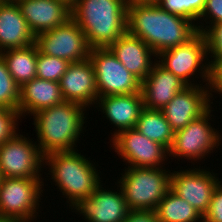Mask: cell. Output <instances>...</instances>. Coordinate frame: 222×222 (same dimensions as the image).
<instances>
[{
    "mask_svg": "<svg viewBox=\"0 0 222 222\" xmlns=\"http://www.w3.org/2000/svg\"><path fill=\"white\" fill-rule=\"evenodd\" d=\"M158 0H127L128 3H150L157 2Z\"/></svg>",
    "mask_w": 222,
    "mask_h": 222,
    "instance_id": "cell-36",
    "label": "cell"
},
{
    "mask_svg": "<svg viewBox=\"0 0 222 222\" xmlns=\"http://www.w3.org/2000/svg\"><path fill=\"white\" fill-rule=\"evenodd\" d=\"M33 139L17 132L0 145L2 178H42L44 155Z\"/></svg>",
    "mask_w": 222,
    "mask_h": 222,
    "instance_id": "cell-9",
    "label": "cell"
},
{
    "mask_svg": "<svg viewBox=\"0 0 222 222\" xmlns=\"http://www.w3.org/2000/svg\"><path fill=\"white\" fill-rule=\"evenodd\" d=\"M98 106V107H97ZM95 107L104 114L110 125L117 127L111 139L121 131L136 127L141 110L144 108L141 91L139 93L98 97Z\"/></svg>",
    "mask_w": 222,
    "mask_h": 222,
    "instance_id": "cell-20",
    "label": "cell"
},
{
    "mask_svg": "<svg viewBox=\"0 0 222 222\" xmlns=\"http://www.w3.org/2000/svg\"><path fill=\"white\" fill-rule=\"evenodd\" d=\"M202 34L205 36L208 64L211 67L216 61L222 60V23L211 24Z\"/></svg>",
    "mask_w": 222,
    "mask_h": 222,
    "instance_id": "cell-29",
    "label": "cell"
},
{
    "mask_svg": "<svg viewBox=\"0 0 222 222\" xmlns=\"http://www.w3.org/2000/svg\"><path fill=\"white\" fill-rule=\"evenodd\" d=\"M107 48L140 82L149 75L152 66L157 61V55L153 50L140 38L128 32Z\"/></svg>",
    "mask_w": 222,
    "mask_h": 222,
    "instance_id": "cell-19",
    "label": "cell"
},
{
    "mask_svg": "<svg viewBox=\"0 0 222 222\" xmlns=\"http://www.w3.org/2000/svg\"><path fill=\"white\" fill-rule=\"evenodd\" d=\"M21 117L18 111L3 108L0 111V145L10 140L18 131L19 120Z\"/></svg>",
    "mask_w": 222,
    "mask_h": 222,
    "instance_id": "cell-31",
    "label": "cell"
},
{
    "mask_svg": "<svg viewBox=\"0 0 222 222\" xmlns=\"http://www.w3.org/2000/svg\"><path fill=\"white\" fill-rule=\"evenodd\" d=\"M43 178H1L0 215L32 222L40 210ZM43 189V190H42ZM41 196V197H40Z\"/></svg>",
    "mask_w": 222,
    "mask_h": 222,
    "instance_id": "cell-8",
    "label": "cell"
},
{
    "mask_svg": "<svg viewBox=\"0 0 222 222\" xmlns=\"http://www.w3.org/2000/svg\"><path fill=\"white\" fill-rule=\"evenodd\" d=\"M110 142L111 149L128 167H165V161L169 159L168 150L163 145L142 135L136 128L119 132Z\"/></svg>",
    "mask_w": 222,
    "mask_h": 222,
    "instance_id": "cell-11",
    "label": "cell"
},
{
    "mask_svg": "<svg viewBox=\"0 0 222 222\" xmlns=\"http://www.w3.org/2000/svg\"><path fill=\"white\" fill-rule=\"evenodd\" d=\"M17 1H19V0H0V2H5V3L6 2H15L16 3Z\"/></svg>",
    "mask_w": 222,
    "mask_h": 222,
    "instance_id": "cell-38",
    "label": "cell"
},
{
    "mask_svg": "<svg viewBox=\"0 0 222 222\" xmlns=\"http://www.w3.org/2000/svg\"><path fill=\"white\" fill-rule=\"evenodd\" d=\"M88 58L94 68L98 97L140 92L141 82L108 48H91Z\"/></svg>",
    "mask_w": 222,
    "mask_h": 222,
    "instance_id": "cell-10",
    "label": "cell"
},
{
    "mask_svg": "<svg viewBox=\"0 0 222 222\" xmlns=\"http://www.w3.org/2000/svg\"><path fill=\"white\" fill-rule=\"evenodd\" d=\"M96 165L90 157L81 155L78 149L44 155V167L49 171L46 175L51 176L49 179L67 199L68 208L79 200L89 197L102 184L99 176L101 171L96 169Z\"/></svg>",
    "mask_w": 222,
    "mask_h": 222,
    "instance_id": "cell-4",
    "label": "cell"
},
{
    "mask_svg": "<svg viewBox=\"0 0 222 222\" xmlns=\"http://www.w3.org/2000/svg\"><path fill=\"white\" fill-rule=\"evenodd\" d=\"M216 23H222V0H205L202 13L196 22L197 31L203 33L211 24Z\"/></svg>",
    "mask_w": 222,
    "mask_h": 222,
    "instance_id": "cell-30",
    "label": "cell"
},
{
    "mask_svg": "<svg viewBox=\"0 0 222 222\" xmlns=\"http://www.w3.org/2000/svg\"><path fill=\"white\" fill-rule=\"evenodd\" d=\"M20 87L9 73L0 55V105L19 112Z\"/></svg>",
    "mask_w": 222,
    "mask_h": 222,
    "instance_id": "cell-26",
    "label": "cell"
},
{
    "mask_svg": "<svg viewBox=\"0 0 222 222\" xmlns=\"http://www.w3.org/2000/svg\"><path fill=\"white\" fill-rule=\"evenodd\" d=\"M127 0H76L72 19L91 48H107L127 32Z\"/></svg>",
    "mask_w": 222,
    "mask_h": 222,
    "instance_id": "cell-3",
    "label": "cell"
},
{
    "mask_svg": "<svg viewBox=\"0 0 222 222\" xmlns=\"http://www.w3.org/2000/svg\"><path fill=\"white\" fill-rule=\"evenodd\" d=\"M159 222H203V216L171 189L155 209Z\"/></svg>",
    "mask_w": 222,
    "mask_h": 222,
    "instance_id": "cell-25",
    "label": "cell"
},
{
    "mask_svg": "<svg viewBox=\"0 0 222 222\" xmlns=\"http://www.w3.org/2000/svg\"><path fill=\"white\" fill-rule=\"evenodd\" d=\"M203 222H222V183L215 188L207 213Z\"/></svg>",
    "mask_w": 222,
    "mask_h": 222,
    "instance_id": "cell-32",
    "label": "cell"
},
{
    "mask_svg": "<svg viewBox=\"0 0 222 222\" xmlns=\"http://www.w3.org/2000/svg\"><path fill=\"white\" fill-rule=\"evenodd\" d=\"M187 86L184 81L156 61L149 75L141 82L143 105L147 109L163 110L174 96Z\"/></svg>",
    "mask_w": 222,
    "mask_h": 222,
    "instance_id": "cell-18",
    "label": "cell"
},
{
    "mask_svg": "<svg viewBox=\"0 0 222 222\" xmlns=\"http://www.w3.org/2000/svg\"><path fill=\"white\" fill-rule=\"evenodd\" d=\"M64 2H67L70 6H72L76 0H62Z\"/></svg>",
    "mask_w": 222,
    "mask_h": 222,
    "instance_id": "cell-37",
    "label": "cell"
},
{
    "mask_svg": "<svg viewBox=\"0 0 222 222\" xmlns=\"http://www.w3.org/2000/svg\"><path fill=\"white\" fill-rule=\"evenodd\" d=\"M0 55L19 87L36 78L38 49L35 43L24 48L5 50Z\"/></svg>",
    "mask_w": 222,
    "mask_h": 222,
    "instance_id": "cell-23",
    "label": "cell"
},
{
    "mask_svg": "<svg viewBox=\"0 0 222 222\" xmlns=\"http://www.w3.org/2000/svg\"><path fill=\"white\" fill-rule=\"evenodd\" d=\"M117 183L124 194L129 210L155 211L171 188L170 170L165 167H124Z\"/></svg>",
    "mask_w": 222,
    "mask_h": 222,
    "instance_id": "cell-5",
    "label": "cell"
},
{
    "mask_svg": "<svg viewBox=\"0 0 222 222\" xmlns=\"http://www.w3.org/2000/svg\"><path fill=\"white\" fill-rule=\"evenodd\" d=\"M35 43V36L15 2H0V53Z\"/></svg>",
    "mask_w": 222,
    "mask_h": 222,
    "instance_id": "cell-21",
    "label": "cell"
},
{
    "mask_svg": "<svg viewBox=\"0 0 222 222\" xmlns=\"http://www.w3.org/2000/svg\"><path fill=\"white\" fill-rule=\"evenodd\" d=\"M211 106L203 115L199 118L191 121L185 128L174 132V138L170 149L168 150V156L177 158L180 162V158L191 160L194 165L196 161H203V158L209 157L210 153L218 149L222 142V134L217 129L212 127L210 122L212 120L211 112L215 111ZM210 121V122H209ZM219 131V132H218ZM209 154V155H208ZM173 157V158H172ZM194 161V162H193Z\"/></svg>",
    "mask_w": 222,
    "mask_h": 222,
    "instance_id": "cell-7",
    "label": "cell"
},
{
    "mask_svg": "<svg viewBox=\"0 0 222 222\" xmlns=\"http://www.w3.org/2000/svg\"><path fill=\"white\" fill-rule=\"evenodd\" d=\"M135 128L150 140L160 143L167 150L170 149L174 131L162 110H151L144 107L140 112Z\"/></svg>",
    "mask_w": 222,
    "mask_h": 222,
    "instance_id": "cell-24",
    "label": "cell"
},
{
    "mask_svg": "<svg viewBox=\"0 0 222 222\" xmlns=\"http://www.w3.org/2000/svg\"><path fill=\"white\" fill-rule=\"evenodd\" d=\"M59 84L64 101L79 103L87 109L95 107L98 90L94 68L89 58L71 63Z\"/></svg>",
    "mask_w": 222,
    "mask_h": 222,
    "instance_id": "cell-16",
    "label": "cell"
},
{
    "mask_svg": "<svg viewBox=\"0 0 222 222\" xmlns=\"http://www.w3.org/2000/svg\"><path fill=\"white\" fill-rule=\"evenodd\" d=\"M213 104L209 86H187L163 108L171 129L175 132L185 128L191 121L203 115Z\"/></svg>",
    "mask_w": 222,
    "mask_h": 222,
    "instance_id": "cell-15",
    "label": "cell"
},
{
    "mask_svg": "<svg viewBox=\"0 0 222 222\" xmlns=\"http://www.w3.org/2000/svg\"><path fill=\"white\" fill-rule=\"evenodd\" d=\"M71 63L38 51L36 77L59 82Z\"/></svg>",
    "mask_w": 222,
    "mask_h": 222,
    "instance_id": "cell-27",
    "label": "cell"
},
{
    "mask_svg": "<svg viewBox=\"0 0 222 222\" xmlns=\"http://www.w3.org/2000/svg\"><path fill=\"white\" fill-rule=\"evenodd\" d=\"M156 58L163 68L179 77L188 86H202L203 83L209 85L210 66L205 36L202 32H197L184 44L160 52ZM194 78H198L199 81L202 79L203 83L201 81L198 83Z\"/></svg>",
    "mask_w": 222,
    "mask_h": 222,
    "instance_id": "cell-6",
    "label": "cell"
},
{
    "mask_svg": "<svg viewBox=\"0 0 222 222\" xmlns=\"http://www.w3.org/2000/svg\"><path fill=\"white\" fill-rule=\"evenodd\" d=\"M163 10L192 20L195 24L204 8L205 0H158Z\"/></svg>",
    "mask_w": 222,
    "mask_h": 222,
    "instance_id": "cell-28",
    "label": "cell"
},
{
    "mask_svg": "<svg viewBox=\"0 0 222 222\" xmlns=\"http://www.w3.org/2000/svg\"><path fill=\"white\" fill-rule=\"evenodd\" d=\"M87 108L79 103L63 101L33 114L38 147L43 155L56 151H73L86 122ZM86 113V116H85Z\"/></svg>",
    "mask_w": 222,
    "mask_h": 222,
    "instance_id": "cell-2",
    "label": "cell"
},
{
    "mask_svg": "<svg viewBox=\"0 0 222 222\" xmlns=\"http://www.w3.org/2000/svg\"><path fill=\"white\" fill-rule=\"evenodd\" d=\"M208 86L211 99H214L213 96L215 93L220 94V98H222V60L216 61L210 67V81Z\"/></svg>",
    "mask_w": 222,
    "mask_h": 222,
    "instance_id": "cell-33",
    "label": "cell"
},
{
    "mask_svg": "<svg viewBox=\"0 0 222 222\" xmlns=\"http://www.w3.org/2000/svg\"><path fill=\"white\" fill-rule=\"evenodd\" d=\"M127 32L140 38L153 52L186 43L198 31L184 16L163 10L156 2L128 3Z\"/></svg>",
    "mask_w": 222,
    "mask_h": 222,
    "instance_id": "cell-1",
    "label": "cell"
},
{
    "mask_svg": "<svg viewBox=\"0 0 222 222\" xmlns=\"http://www.w3.org/2000/svg\"><path fill=\"white\" fill-rule=\"evenodd\" d=\"M0 222H22L16 218L0 215Z\"/></svg>",
    "mask_w": 222,
    "mask_h": 222,
    "instance_id": "cell-35",
    "label": "cell"
},
{
    "mask_svg": "<svg viewBox=\"0 0 222 222\" xmlns=\"http://www.w3.org/2000/svg\"><path fill=\"white\" fill-rule=\"evenodd\" d=\"M16 3L34 36L72 18L71 6L62 0H19Z\"/></svg>",
    "mask_w": 222,
    "mask_h": 222,
    "instance_id": "cell-17",
    "label": "cell"
},
{
    "mask_svg": "<svg viewBox=\"0 0 222 222\" xmlns=\"http://www.w3.org/2000/svg\"><path fill=\"white\" fill-rule=\"evenodd\" d=\"M123 222H159L155 211L130 210Z\"/></svg>",
    "mask_w": 222,
    "mask_h": 222,
    "instance_id": "cell-34",
    "label": "cell"
},
{
    "mask_svg": "<svg viewBox=\"0 0 222 222\" xmlns=\"http://www.w3.org/2000/svg\"><path fill=\"white\" fill-rule=\"evenodd\" d=\"M63 101L59 82L36 77L20 87L19 115L22 118L32 116Z\"/></svg>",
    "mask_w": 222,
    "mask_h": 222,
    "instance_id": "cell-22",
    "label": "cell"
},
{
    "mask_svg": "<svg viewBox=\"0 0 222 222\" xmlns=\"http://www.w3.org/2000/svg\"><path fill=\"white\" fill-rule=\"evenodd\" d=\"M35 44L40 53L70 63L87 59L91 50L84 32L72 18L52 30L37 34Z\"/></svg>",
    "mask_w": 222,
    "mask_h": 222,
    "instance_id": "cell-12",
    "label": "cell"
},
{
    "mask_svg": "<svg viewBox=\"0 0 222 222\" xmlns=\"http://www.w3.org/2000/svg\"><path fill=\"white\" fill-rule=\"evenodd\" d=\"M185 168L171 170V190L191 204L202 216H204L211 202V197L217 185L222 182L218 173L209 169ZM208 170V171H207Z\"/></svg>",
    "mask_w": 222,
    "mask_h": 222,
    "instance_id": "cell-13",
    "label": "cell"
},
{
    "mask_svg": "<svg viewBox=\"0 0 222 222\" xmlns=\"http://www.w3.org/2000/svg\"><path fill=\"white\" fill-rule=\"evenodd\" d=\"M100 184L87 198L79 200L70 209L75 214L84 217L85 222H123L129 213V208L120 186L117 191L106 189ZM119 189V190H118Z\"/></svg>",
    "mask_w": 222,
    "mask_h": 222,
    "instance_id": "cell-14",
    "label": "cell"
}]
</instances>
